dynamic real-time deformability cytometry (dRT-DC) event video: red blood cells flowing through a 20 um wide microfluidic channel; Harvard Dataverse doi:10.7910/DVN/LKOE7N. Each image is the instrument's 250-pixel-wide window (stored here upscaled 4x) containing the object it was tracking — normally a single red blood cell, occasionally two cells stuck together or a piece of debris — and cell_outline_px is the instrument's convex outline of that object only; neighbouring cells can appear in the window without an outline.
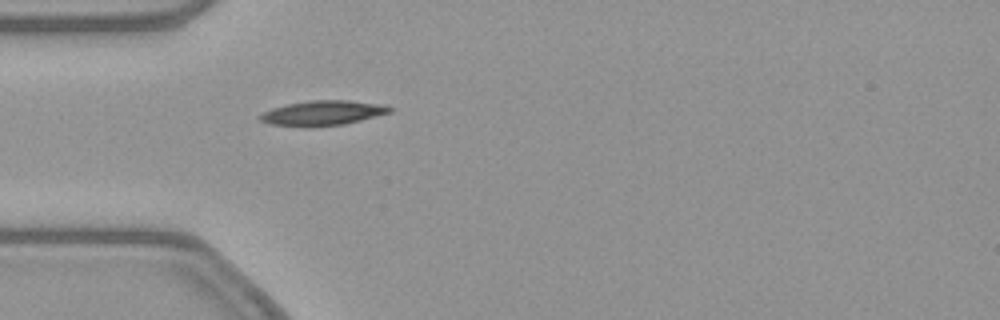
{"species": "common noctule bat (a hibernating species)", "species_latin": "Nyctalus noctula", "temperature_condition": "warm", "stored_images_in_passage": 39, "camera_frame_rate_fps": 3000, "um_per_image_px": 0.085, "animal": {"sex": "female", "body_mass_g": 21.9}, "frame": {"image": 1, "passage_image": 2, "time_ms": 0.333, "image_size_px": [1000, 320], "cell_outline_px": [[392, 112], [344, 124], [312, 128], [304, 128], [268, 124], [260, 120], [256, 116], [272, 108], [288, 104], [312, 100], [348, 100], [376, 104], [392, 108]], "centroid_in_image_um": [27.34, 9.63], "position_along_channel_um": 57.7, "area_um2": 18.9}}
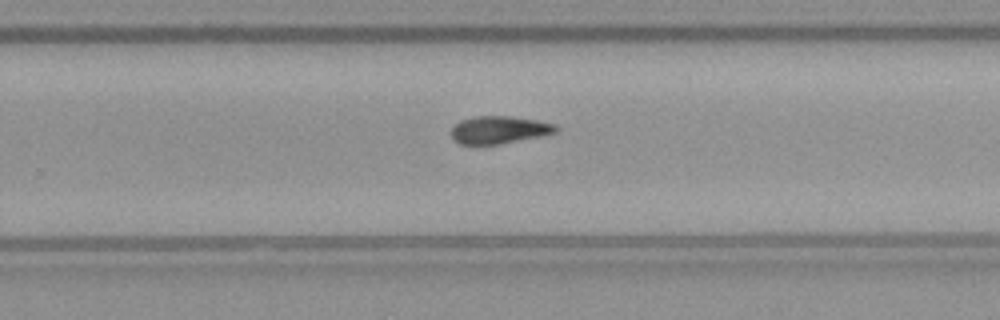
{"frame": {"image": 2, "passage_image": 20, "time_ms": 6.333, "image_size_px": [1000, 320], "cell_outline_px": [[560, 128], [556, 132], [540, 136], [500, 144], [476, 148], [460, 144], [452, 140], [452, 128], [460, 120], [472, 116], [508, 116], [536, 120], [556, 124]], "centroid_in_image_um": [42.36, 11.07], "position_along_channel_um": 287.4, "area_um2": 17.4}}
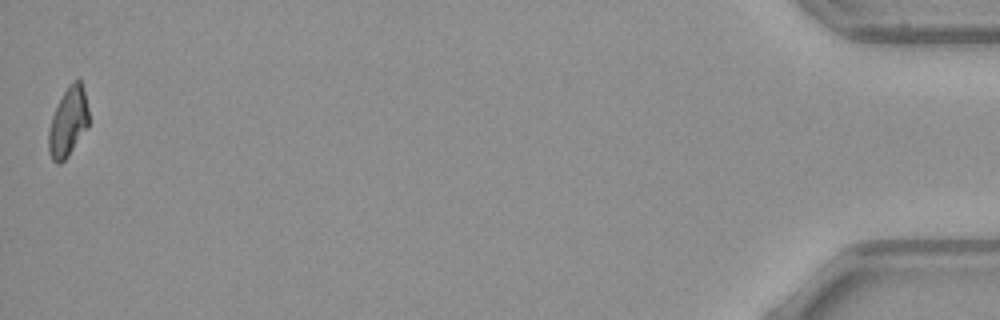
{"frame": {"image": 3, "passage_image": 39, "time_ms": 12.667, "image_size_px": [1000, 320], "cell_outline_px": [[88, 128], [68, 156], [60, 164], [56, 164], [52, 160], [48, 152], [48, 132], [52, 116], [68, 84], [72, 80], [80, 80], [84, 92], [88, 112]], "centroid_in_image_um": [5.78, 10.41], "position_along_channel_um": 429.4, "area_um2": 16.13}, "authors_computed_cell_mechanics": {"area_um2": 17.34, "velocity_mm_per_s": 3.8636, "shape_relaxation_time_tau1_ms": 10.5814, "shape_relaxation_time_tau2_ms": 5.2022, "deformation_change_tau1": 0.2324, "deformation_change_tau2": 0.115}}